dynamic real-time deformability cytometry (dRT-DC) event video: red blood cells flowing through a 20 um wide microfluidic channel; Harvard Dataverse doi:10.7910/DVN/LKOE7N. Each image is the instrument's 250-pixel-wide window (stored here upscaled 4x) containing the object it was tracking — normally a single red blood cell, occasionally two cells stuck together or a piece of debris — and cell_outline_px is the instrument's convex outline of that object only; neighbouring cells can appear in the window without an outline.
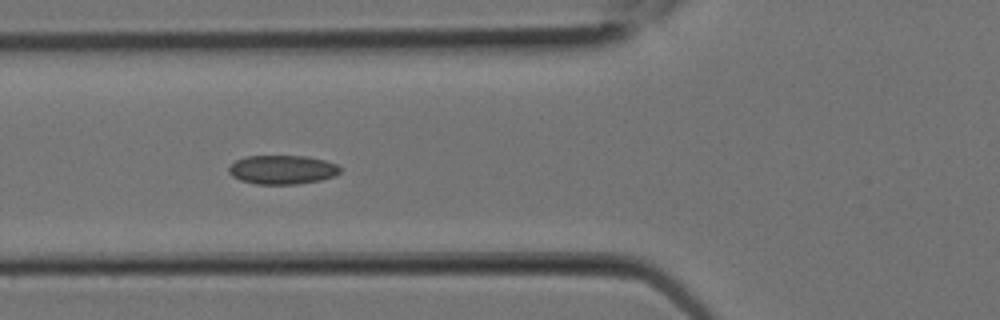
{"species": "Egyptian fruit bat (a non-hibernating species)", "species_latin": "Rousettus aegyptiacus", "temperature_condition": "room temperature", "stored_images_in_passage": 10, "camera_frame_rate_fps": 3000, "um_per_image_px": 0.085, "animal": {"sex": "female"}, "frame": {"image": 1, "passage_image": 9, "time_ms": 2.667, "image_size_px": [1000, 320], "cell_outline_px": [[340, 172], [336, 176], [320, 180], [296, 184], [256, 184], [240, 180], [232, 176], [228, 172], [228, 168], [236, 160], [248, 156], [308, 156], [324, 160], [336, 164], [340, 168]], "centroid_in_image_um": [24.0, 14.42], "position_along_channel_um": 101.8, "area_um2": 18.79}}
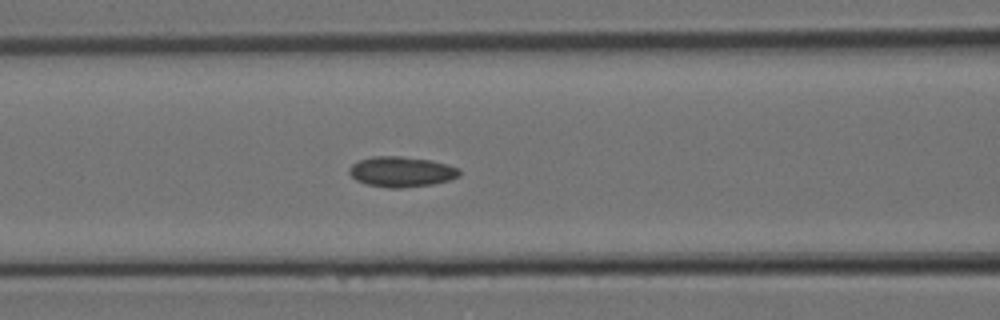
{"frame": {"image": 2, "passage_image": 10, "time_ms": 3.0, "image_size_px": [1000, 320], "cell_outline_px": [[460, 176], [448, 180], [432, 184], [400, 188], [388, 188], [368, 184], [356, 180], [348, 172], [348, 168], [352, 164], [360, 160], [372, 156], [400, 156], [432, 160], [448, 164], [460, 168]], "centroid_in_image_um": [34.13, 14.59], "position_along_channel_um": 132.5, "area_um2": 19.54}}